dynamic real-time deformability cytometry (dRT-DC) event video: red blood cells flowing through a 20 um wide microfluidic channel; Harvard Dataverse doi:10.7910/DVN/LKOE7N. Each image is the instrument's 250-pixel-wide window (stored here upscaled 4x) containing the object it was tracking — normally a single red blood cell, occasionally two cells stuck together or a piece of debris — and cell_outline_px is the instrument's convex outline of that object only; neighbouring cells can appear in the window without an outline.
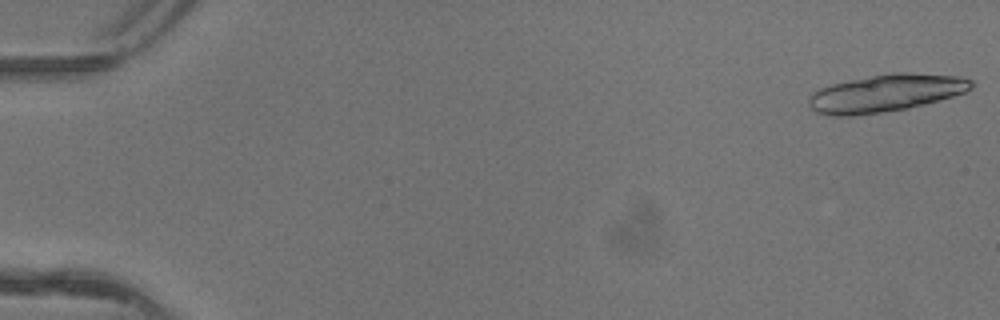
{"species": "common noctule bat (a hibernating species)", "species_latin": "Nyctalus noctula", "temperature_condition": "warm", "stored_images_in_passage": 5, "camera_frame_rate_fps": 3000, "um_per_image_px": 0.085, "animal": {"sex": "female"}, "frame": {"image": 1, "passage_image": 1, "time_ms": 0.0, "image_size_px": [1000, 320], "cell_outline_px": [[972, 88], [964, 92], [952, 96], [924, 104], [908, 108], [884, 112], [852, 116], [832, 116], [816, 112], [808, 104], [808, 96], [812, 92], [820, 88], [832, 84], [892, 72], [908, 72], [960, 76], [972, 80]], "centroid_in_image_um": [75.27, 7.92], "position_along_channel_um": 9.7, "area_um2": 35.37}}
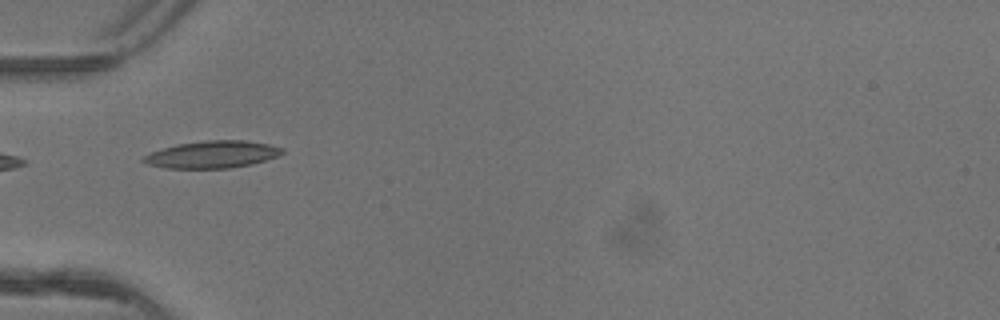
{"frame": {"image": 2, "passage_image": 5, "time_ms": 1.333, "image_size_px": [1000, 320], "cell_outline_px": [[284, 152], [280, 156], [252, 164], [228, 168], [164, 168], [148, 164], [140, 160], [144, 156], [152, 152], [176, 144], [204, 140], [244, 140], [268, 144], [284, 148]], "centroid_in_image_um": [18.07, 13.13], "position_along_channel_um": 66.9, "area_um2": 22.02}}